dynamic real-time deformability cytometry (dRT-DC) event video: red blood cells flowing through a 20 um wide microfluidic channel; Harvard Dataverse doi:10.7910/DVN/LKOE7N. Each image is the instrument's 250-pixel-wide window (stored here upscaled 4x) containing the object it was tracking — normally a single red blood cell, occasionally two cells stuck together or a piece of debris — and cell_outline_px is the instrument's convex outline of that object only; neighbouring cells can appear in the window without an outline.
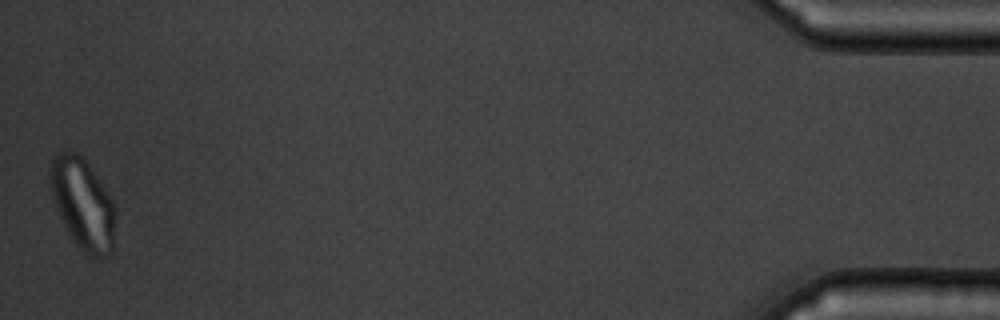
{"species": "common noctule bat (a hibernating species)", "species_latin": "Nyctalus noctula", "temperature_condition": "warm", "stored_images_in_passage": 53, "camera_frame_rate_fps": 3000, "um_per_image_px": 0.085, "animal": {"sex": "male", "body_mass_g": 19.5, "forearm_length_mm": 54.6}, "frame": {"image": 1, "passage_image": 53, "time_ms": 17.333, "image_size_px": [1000, 320], "cell_outline_px": [[116, 208], [112, 252], [108, 256], [92, 260], [76, 244], [64, 224], [60, 216], [52, 192], [48, 176], [48, 172], [52, 160], [56, 152], [76, 152], [88, 164], [104, 184]], "centroid_in_image_um": [7.06, 17.35], "position_along_channel_um": 428.1, "area_um2": 34.62}}